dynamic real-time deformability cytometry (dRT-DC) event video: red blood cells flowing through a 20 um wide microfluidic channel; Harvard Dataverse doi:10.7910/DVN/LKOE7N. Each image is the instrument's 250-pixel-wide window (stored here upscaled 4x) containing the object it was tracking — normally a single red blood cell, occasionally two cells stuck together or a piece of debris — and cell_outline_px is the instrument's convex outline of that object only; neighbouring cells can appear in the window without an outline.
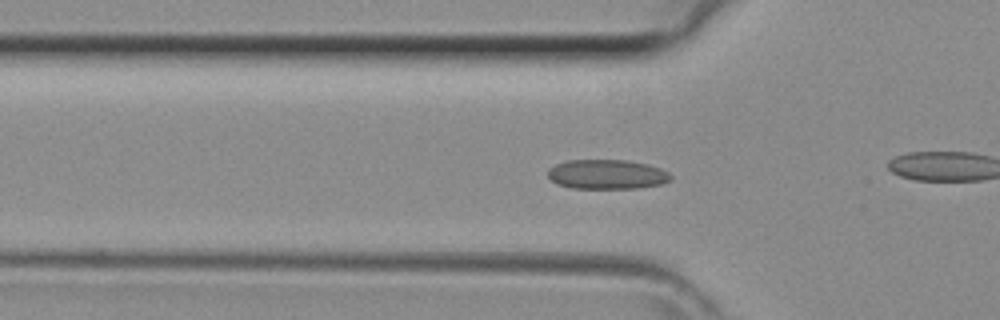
{"species": "common noctule bat (a hibernating species)", "species_latin": "Nyctalus noctula", "temperature_condition": "room temperature", "stored_images_in_passage": 44, "camera_frame_rate_fps": 3000, "um_per_image_px": 0.085, "animal": {"sex": "female", "body_mass_g": 29.2, "forearm_length_mm": 56.3}, "frame": {"image": 1, "passage_image": 14, "time_ms": 4.333, "image_size_px": [1000, 320], "cell_outline_px": [[672, 180], [660, 184], [640, 188], [572, 188], [556, 184], [548, 176], [548, 168], [556, 164], [568, 160], [628, 160], [648, 164], [660, 168], [668, 172], [672, 176]], "centroid_in_image_um": [51.6, 14.82], "position_along_channel_um": 74.2, "area_um2": 21.27}}
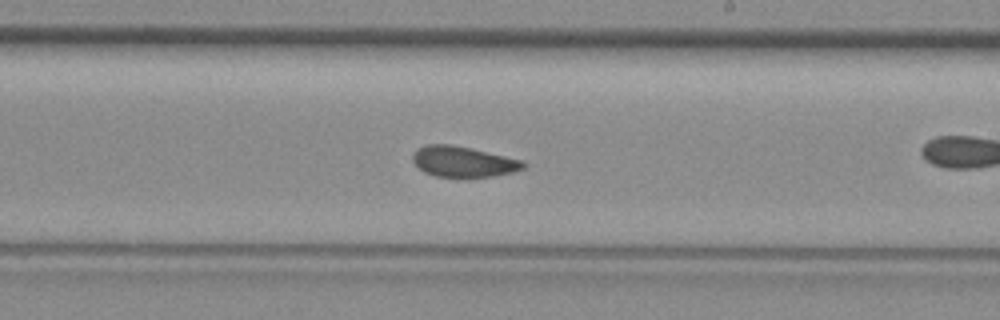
{"frame": {"image": 2, "passage_image": 25, "time_ms": 8.0, "image_size_px": [1000, 320], "cell_outline_px": [[528, 164], [524, 168], [512, 172], [492, 176], [468, 180], [464, 180], [436, 176], [424, 172], [412, 160], [412, 156], [416, 148], [428, 144], [452, 144], [472, 148], [524, 160]], "centroid_in_image_um": [39.4, 13.77], "position_along_channel_um": 249.6, "area_um2": 20.58}}
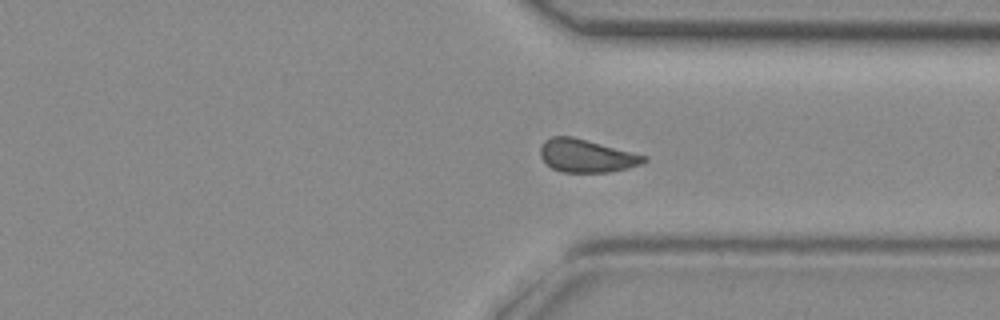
{"frame": {"image": 3, "passage_image": 32, "time_ms": 10.333, "image_size_px": [1000, 320], "cell_outline_px": [[648, 160], [640, 164], [628, 168], [608, 172], [560, 172], [552, 168], [540, 156], [540, 148], [544, 140], [552, 136], [572, 136], [648, 156]], "centroid_in_image_um": [49.85, 13.24], "position_along_channel_um": 361.6, "area_um2": 19.88}}